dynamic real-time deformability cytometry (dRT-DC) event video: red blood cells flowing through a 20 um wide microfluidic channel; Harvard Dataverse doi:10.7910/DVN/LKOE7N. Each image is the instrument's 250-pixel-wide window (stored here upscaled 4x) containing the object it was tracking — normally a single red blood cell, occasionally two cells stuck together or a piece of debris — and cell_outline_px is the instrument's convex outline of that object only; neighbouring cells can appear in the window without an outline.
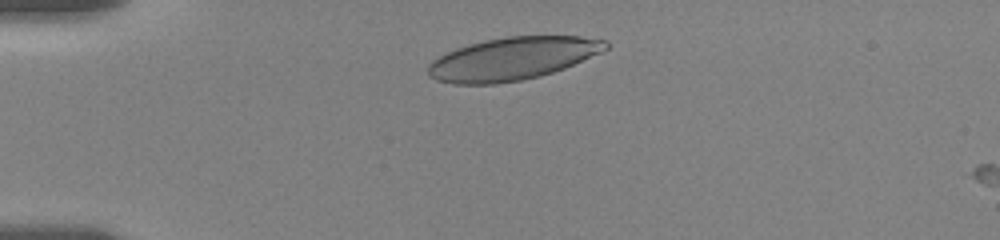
{"species": "human", "species_latin": "Homo sapiens", "temperature_condition": "room temperature", "stored_images_in_passage": 7, "camera_frame_rate_fps": 3000, "um_per_image_px": 0.085, "donor": {"sex": "female"}, "frame": {"image": 1, "passage_image": 6, "time_ms": 1.333, "image_size_px": [1000, 240], "cell_outline_px": [[608, 48], [600, 52], [564, 68], [540, 76], [520, 80], [496, 84], [452, 84], [436, 80], [428, 76], [428, 64], [432, 60], [456, 48], [468, 44], [484, 40], [504, 36], [580, 36], [608, 40]], "centroid_in_image_um": [43.53, 4.98], "position_along_channel_um": 41.5, "area_um2": 44.22}}